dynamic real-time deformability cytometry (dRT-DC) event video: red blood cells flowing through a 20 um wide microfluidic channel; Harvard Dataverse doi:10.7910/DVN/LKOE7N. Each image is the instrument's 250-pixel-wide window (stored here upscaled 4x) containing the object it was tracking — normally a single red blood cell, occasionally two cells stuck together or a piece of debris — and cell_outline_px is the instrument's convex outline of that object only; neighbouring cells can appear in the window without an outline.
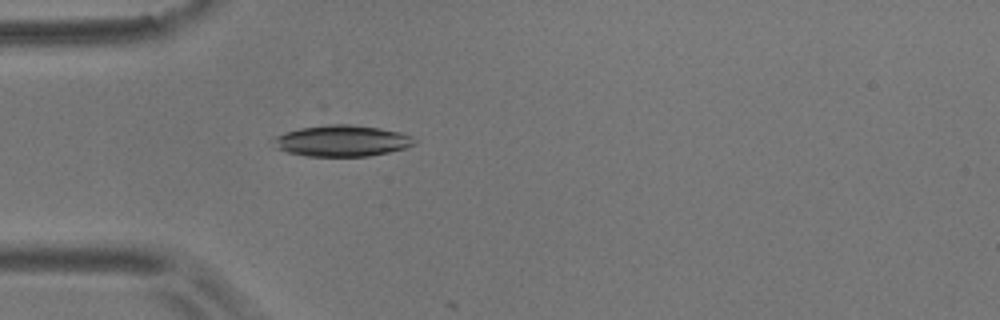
{"species": "common noctule bat (a hibernating species)", "species_latin": "Nyctalus noctula", "temperature_condition": "room temperature", "stored_images_in_passage": 4, "camera_frame_rate_fps": 3000, "um_per_image_px": 0.085, "animal": {"sex": "male", "body_mass_g": 17.9}, "frame": {"image": 1, "passage_image": 4, "time_ms": 3.667, "image_size_px": [1000, 320], "cell_outline_px": [[416, 140], [412, 144], [404, 148], [388, 152], [368, 156], [304, 156], [272, 148], [272, 136], [284, 132], [300, 128], [328, 124], [352, 124], [380, 128], [400, 132], [412, 136]], "centroid_in_image_um": [28.97, 11.96], "position_along_channel_um": 56.0, "area_um2": 25.89}}